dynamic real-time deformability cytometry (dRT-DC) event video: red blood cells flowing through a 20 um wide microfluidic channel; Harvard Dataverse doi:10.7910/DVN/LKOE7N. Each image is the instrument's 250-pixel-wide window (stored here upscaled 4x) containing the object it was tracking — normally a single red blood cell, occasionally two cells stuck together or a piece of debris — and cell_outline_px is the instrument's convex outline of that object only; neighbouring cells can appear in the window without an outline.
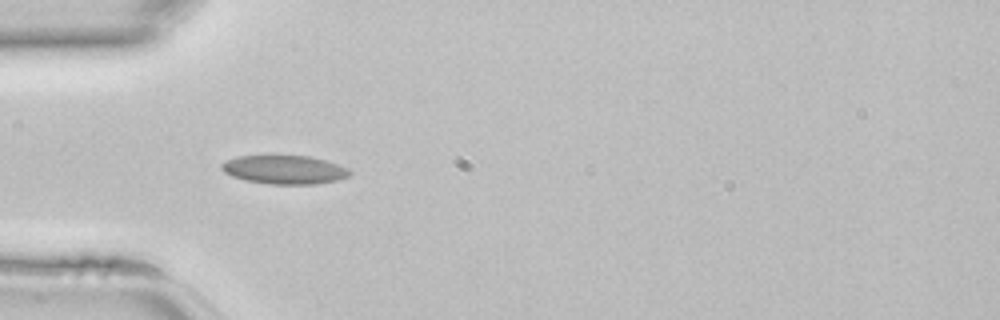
{"species": "common noctule bat (a hibernating species)", "species_latin": "Nyctalus noctula", "temperature_condition": "room temperature", "stored_images_in_passage": 44, "camera_frame_rate_fps": 3000, "um_per_image_px": 0.085, "animal": {"sex": "female", "body_mass_g": 22.7, "forearm_length_mm": 54.2}, "frame": {"image": 1, "passage_image": 13, "time_ms": 4.0, "image_size_px": [1000, 320], "cell_outline_px": [[352, 172], [348, 176], [336, 180], [316, 184], [268, 184], [248, 180], [232, 176], [224, 172], [220, 168], [220, 164], [228, 160], [240, 156], [308, 156], [324, 160], [348, 168]], "centroid_in_image_um": [24.17, 14.43], "position_along_channel_um": 60.8, "area_um2": 21.1}}